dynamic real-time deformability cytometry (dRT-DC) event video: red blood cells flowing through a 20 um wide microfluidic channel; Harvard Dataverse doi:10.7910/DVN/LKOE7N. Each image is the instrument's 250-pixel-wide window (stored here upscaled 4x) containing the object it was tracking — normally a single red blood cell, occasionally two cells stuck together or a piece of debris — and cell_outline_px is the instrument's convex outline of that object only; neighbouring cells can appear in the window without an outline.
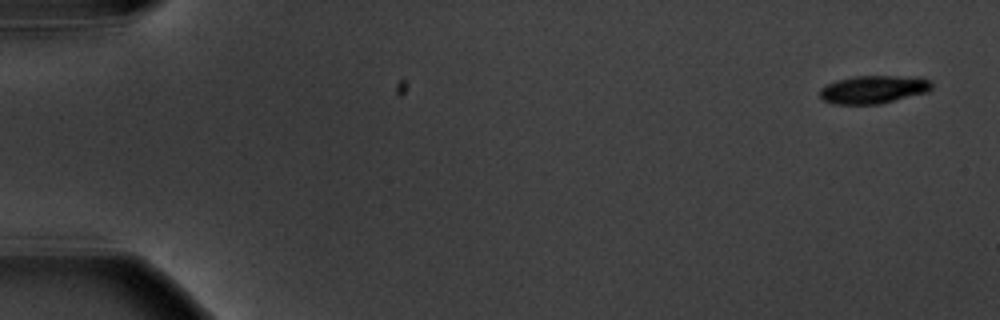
{"species": "common noctule bat (a hibernating species)", "species_latin": "Nyctalus noctula", "temperature_condition": "warm", "stored_images_in_passage": 7, "camera_frame_rate_fps": 3000, "um_per_image_px": 0.085, "animal": {"sex": "male", "body_mass_g": 20.1, "forearm_length_mm": 53.5}, "frame": {"image": 1, "passage_image": 1, "time_ms": 0.0, "image_size_px": [1000, 320], "cell_outline_px": [[932, 88], [928, 92], [880, 104], [832, 104], [824, 100], [820, 96], [820, 88], [828, 84], [840, 80], [856, 76], [896, 76], [928, 80], [932, 84]], "centroid_in_image_um": [74.22, 7.62], "position_along_channel_um": 10.8, "area_um2": 17.92}}